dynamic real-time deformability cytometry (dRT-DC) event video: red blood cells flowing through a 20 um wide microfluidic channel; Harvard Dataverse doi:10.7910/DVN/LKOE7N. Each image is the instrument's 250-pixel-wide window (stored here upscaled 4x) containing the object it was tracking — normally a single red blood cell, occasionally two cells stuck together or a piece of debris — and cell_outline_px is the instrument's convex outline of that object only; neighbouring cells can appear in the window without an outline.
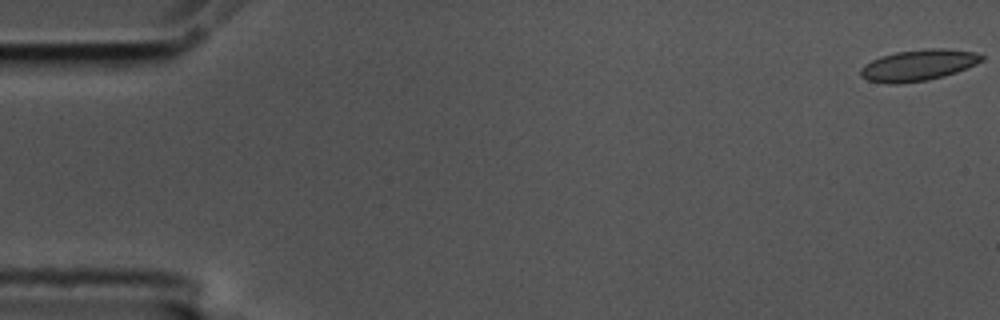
{"species": "common noctule bat (a hibernating species)", "species_latin": "Nyctalus noctula", "temperature_condition": "cold", "stored_images_in_passage": 57, "camera_frame_rate_fps": 3000, "um_per_image_px": 0.085, "animal": {"sex": "male", "body_mass_g": 17.5, "forearm_length_mm": 52.3}, "frame": {"image": 1, "passage_image": 1, "time_ms": 0.0, "image_size_px": [1000, 320], "cell_outline_px": [[984, 60], [976, 64], [956, 72], [944, 76], [924, 80], [900, 84], [888, 84], [868, 80], [860, 76], [860, 68], [864, 64], [880, 56], [896, 52], [924, 48], [944, 48], [976, 52], [984, 56]], "centroid_in_image_um": [78.04, 5.53], "position_along_channel_um": 7.0, "area_um2": 22.14}}
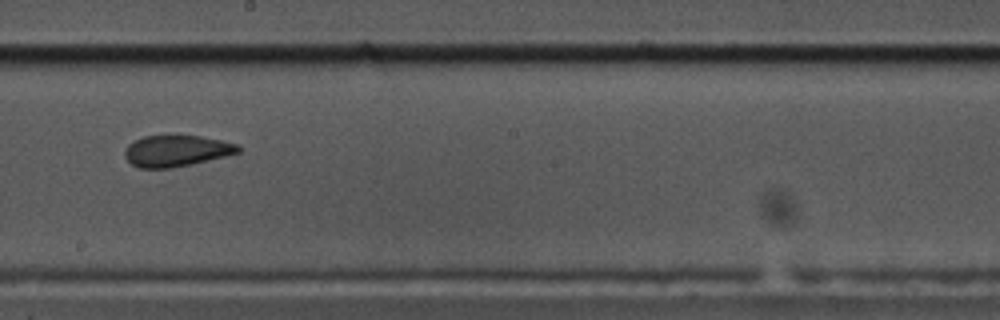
{"frame": {"image": 2, "passage_image": 32, "time_ms": 10.333, "image_size_px": [1000, 320], "cell_outline_px": [[240, 152], [192, 164], [172, 168], [140, 168], [132, 164], [124, 156], [124, 152], [128, 144], [144, 136], [200, 136], [220, 140], [236, 144], [240, 148]], "centroid_in_image_um": [14.97, 12.83], "position_along_channel_um": 233.2, "area_um2": 20.4}}
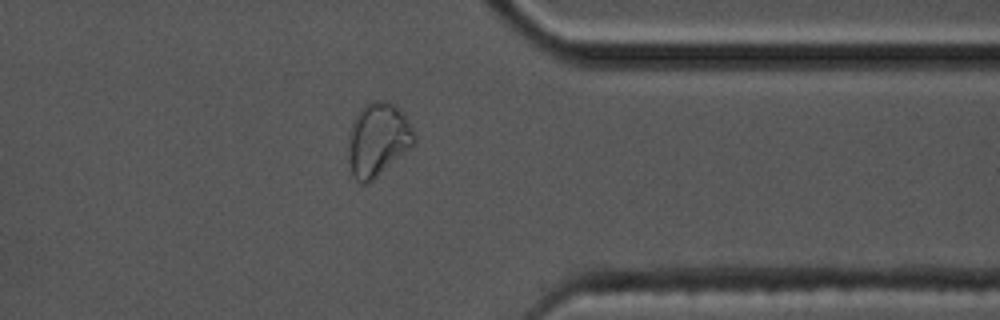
{"frame": {"image": 3, "passage_image": 45, "time_ms": 14.667, "image_size_px": [1000, 320], "cell_outline_px": [[416, 144], [368, 184], [360, 184], [356, 180], [352, 172], [348, 160], [348, 132], [360, 108], [364, 104], [372, 100], [388, 100], [396, 104], [408, 120], [416, 136]], "centroid_in_image_um": [32.12, 11.84], "position_along_channel_um": 379.3, "area_um2": 28.73}, "authors_computed_cell_mechanics": {"area_um2": 21.675, "velocity_mm_per_s": 3.5602, "shape_relaxation_time_tau1_ms": null, "shape_relaxation_time_tau2_ms": 1.4194, "deformation_change_tau1": null, "deformation_change_tau2": 0.0613}}